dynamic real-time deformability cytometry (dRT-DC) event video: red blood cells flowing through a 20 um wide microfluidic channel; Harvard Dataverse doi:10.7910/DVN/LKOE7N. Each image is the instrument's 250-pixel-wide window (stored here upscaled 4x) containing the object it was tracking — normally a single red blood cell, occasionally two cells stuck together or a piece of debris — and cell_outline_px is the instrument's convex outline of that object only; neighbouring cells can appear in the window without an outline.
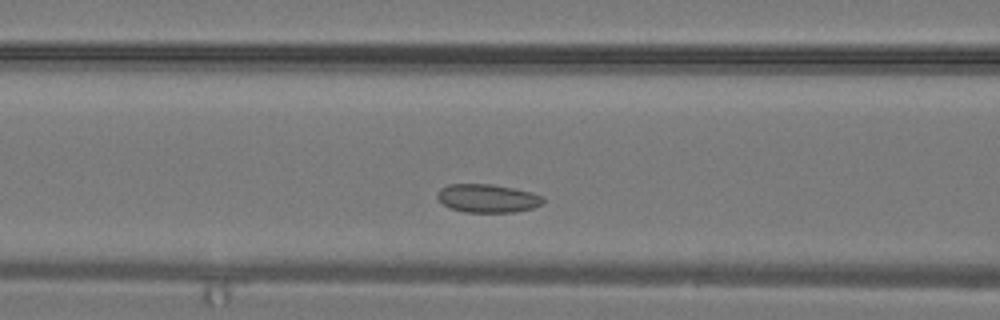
{"species": "common noctule bat (a hibernating species)", "species_latin": "Nyctalus noctula", "temperature_condition": "warm", "stored_images_in_passage": 25, "camera_frame_rate_fps": 3000, "um_per_image_px": 0.085, "animal": {"sex": "male", "body_mass_g": 19.2, "forearm_length_mm": 51.8}, "frame": {"image": 1, "passage_image": 6, "time_ms": 1.667, "image_size_px": [1000, 320], "cell_outline_px": [[544, 204], [532, 208], [516, 212], [464, 212], [448, 208], [436, 196], [436, 192], [440, 188], [448, 184], [492, 184], [532, 192], [544, 196]], "centroid_in_image_um": [41.44, 16.86], "position_along_channel_um": 125.2, "area_um2": 17.69}}
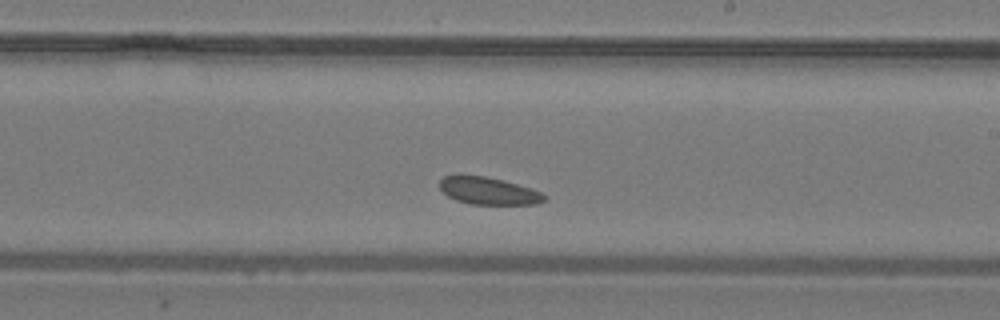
{"frame": {"image": 2, "passage_image": 12, "time_ms": 3.667, "image_size_px": [1000, 320], "cell_outline_px": [[548, 196], [544, 200], [536, 204], [472, 204], [456, 200], [448, 196], [440, 188], [440, 180], [444, 176], [484, 176], [504, 180], [532, 188]], "centroid_in_image_um": [41.56, 16.23], "position_along_channel_um": 247.4, "area_um2": 16.47}}
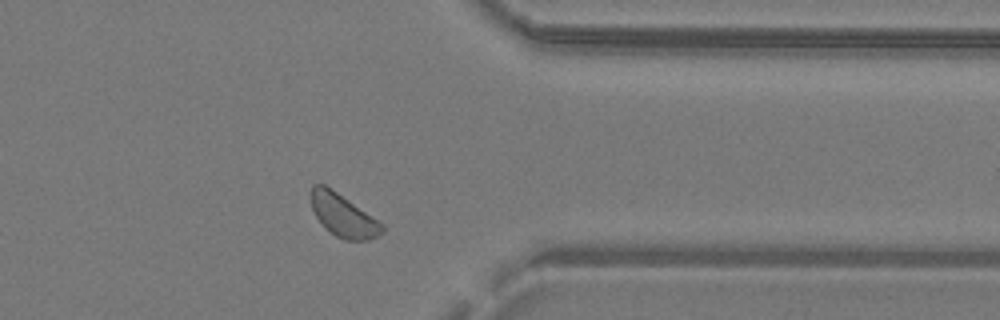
{"frame": {"image": 3, "passage_image": 19, "time_ms": 6.0, "image_size_px": [1000, 320], "cell_outline_px": [[384, 232], [368, 240], [344, 240], [336, 236], [324, 228], [316, 216], [312, 208], [308, 196], [312, 184], [324, 184], [384, 224]], "centroid_in_image_um": [29.13, 18.31], "position_along_channel_um": 382.3, "area_um2": 17.69}}